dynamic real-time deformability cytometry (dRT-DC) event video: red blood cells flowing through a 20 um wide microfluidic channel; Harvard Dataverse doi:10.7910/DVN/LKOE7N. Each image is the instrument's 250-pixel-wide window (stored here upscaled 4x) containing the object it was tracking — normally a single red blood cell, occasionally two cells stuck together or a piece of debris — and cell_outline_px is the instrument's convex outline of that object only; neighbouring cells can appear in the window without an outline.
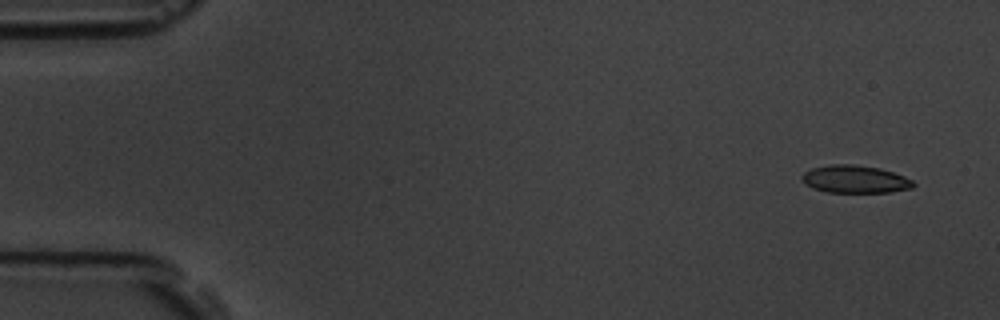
{"species": "common noctule bat (a hibernating species)", "species_latin": "Nyctalus noctula", "temperature_condition": "room temperature", "stored_images_in_passage": 5, "camera_frame_rate_fps": 3000, "um_per_image_px": 0.085, "animal": {"sex": "male", "body_mass_g": 19.5, "forearm_length_mm": 54.6}, "frame": {"image": 1, "passage_image": 1, "time_ms": 0.0, "image_size_px": [1000, 320], "cell_outline_px": [[916, 184], [912, 188], [892, 192], [828, 192], [812, 188], [800, 176], [804, 172], [812, 168], [832, 164], [852, 164], [880, 168], [904, 176], [912, 180]], "centroid_in_image_um": [72.7, 15.23], "position_along_channel_um": 12.3, "area_um2": 17.86}}
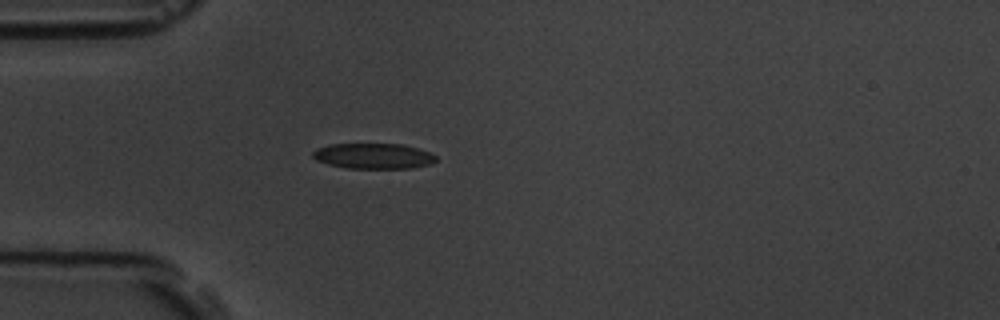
{"frame": {"image": 2, "passage_image": 5, "time_ms": 4.333, "image_size_px": [1000, 320], "cell_outline_px": [[436, 160], [432, 164], [412, 168], [348, 168], [328, 164], [316, 160], [312, 156], [312, 152], [316, 148], [328, 144], [404, 144], [428, 152], [436, 156]], "centroid_in_image_um": [31.72, 13.26], "position_along_channel_um": 53.3, "area_um2": 18.32}}